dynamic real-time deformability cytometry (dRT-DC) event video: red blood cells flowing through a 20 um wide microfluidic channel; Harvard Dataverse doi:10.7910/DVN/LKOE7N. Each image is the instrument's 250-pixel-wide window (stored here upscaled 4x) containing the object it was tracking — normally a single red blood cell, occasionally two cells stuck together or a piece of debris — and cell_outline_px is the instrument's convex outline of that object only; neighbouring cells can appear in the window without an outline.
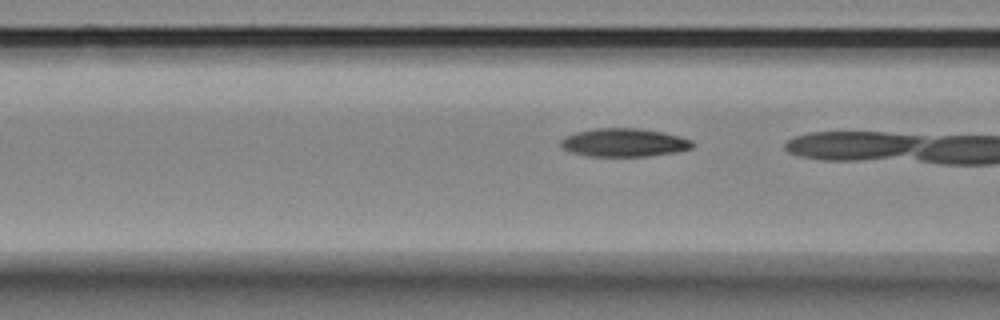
{"species": "Egyptian fruit bat (a non-hibernating species)", "species_latin": "Rousettus aegyptiacus", "temperature_condition": "room temperature", "stored_images_in_passage": 10, "camera_frame_rate_fps": 3000, "um_per_image_px": 0.085, "animal": {"sex": "female"}, "frame": {"image": 1, "passage_image": 9, "time_ms": 2.667, "image_size_px": [1000, 320], "cell_outline_px": [[696, 144], [692, 148], [676, 152], [648, 156], [588, 156], [572, 152], [560, 148], [560, 140], [564, 136], [576, 132], [596, 128], [636, 128], [664, 132], [680, 136], [692, 140]], "centroid_in_image_um": [53.04, 12.11], "position_along_channel_um": 113.6, "area_um2": 21.91}}